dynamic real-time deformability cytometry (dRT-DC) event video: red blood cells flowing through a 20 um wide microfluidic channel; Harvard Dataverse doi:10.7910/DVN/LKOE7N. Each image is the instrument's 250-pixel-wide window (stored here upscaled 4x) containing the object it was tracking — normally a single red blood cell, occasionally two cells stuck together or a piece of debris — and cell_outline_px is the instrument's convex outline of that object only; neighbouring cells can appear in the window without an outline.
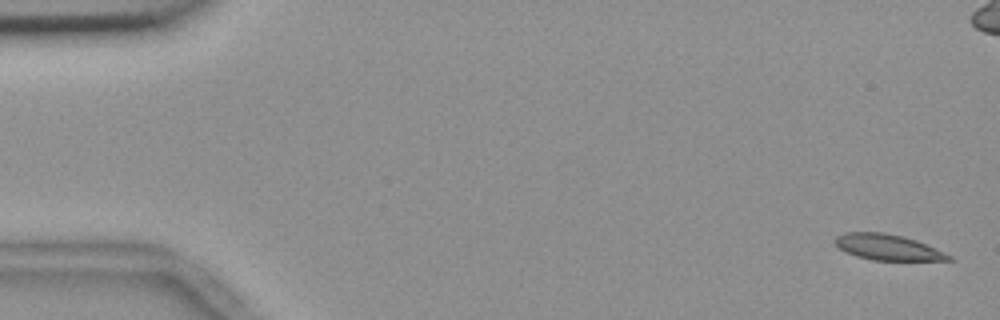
{"species": "common noctule bat (a hibernating species)", "species_latin": "Nyctalus noctula", "temperature_condition": "room temperature", "stored_images_in_passage": 56, "camera_frame_rate_fps": 3000, "um_per_image_px": 0.085, "animal": {"sex": "female", "body_mass_g": 18.4}, "frame": {"image": 1, "passage_image": 1, "time_ms": 0.0, "image_size_px": [1000, 320], "cell_outline_px": [[956, 260], [872, 260], [856, 256], [844, 252], [832, 240], [836, 236], [844, 232], [884, 232], [916, 240], [944, 252], [952, 256]], "centroid_in_image_um": [75.41, 21.01], "position_along_channel_um": 9.6, "area_um2": 17.05}}
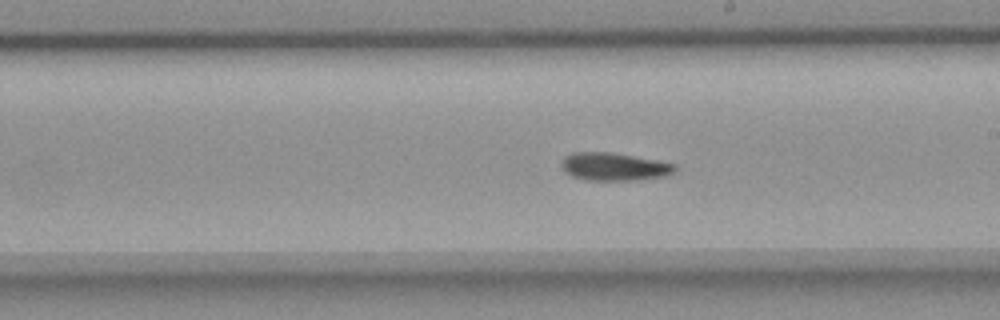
{"frame": {"image": 2, "passage_image": 31, "time_ms": 10.0, "image_size_px": [1000, 320], "cell_outline_px": [[676, 172], [668, 176], [640, 180], [584, 180], [572, 176], [564, 172], [560, 168], [560, 164], [564, 156], [572, 152], [612, 152], [656, 160], [676, 164]], "centroid_in_image_um": [52.19, 14.17], "position_along_channel_um": 236.8, "area_um2": 18.84}}
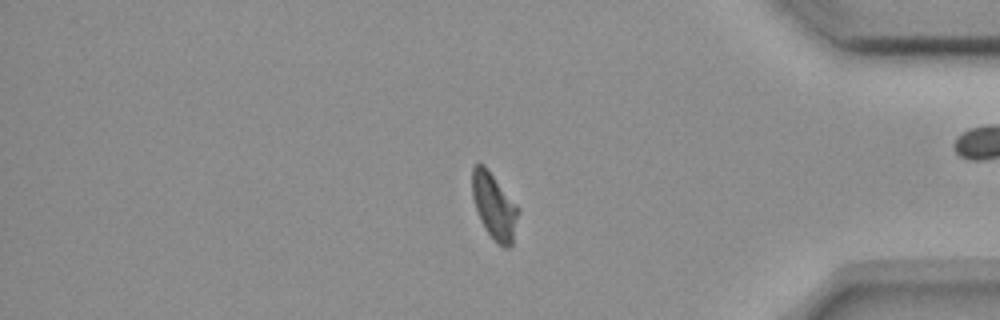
{"frame": {"image": 3, "passage_image": 46, "time_ms": 15.0, "image_size_px": [1000, 320], "cell_outline_px": [[520, 212], [512, 244], [508, 248], [504, 248], [488, 232], [480, 220], [472, 196], [472, 168], [476, 164], [484, 164], [488, 168], [520, 208]], "centroid_in_image_um": [42.03, 17.49], "position_along_channel_um": 393.2, "area_um2": 17.74}}